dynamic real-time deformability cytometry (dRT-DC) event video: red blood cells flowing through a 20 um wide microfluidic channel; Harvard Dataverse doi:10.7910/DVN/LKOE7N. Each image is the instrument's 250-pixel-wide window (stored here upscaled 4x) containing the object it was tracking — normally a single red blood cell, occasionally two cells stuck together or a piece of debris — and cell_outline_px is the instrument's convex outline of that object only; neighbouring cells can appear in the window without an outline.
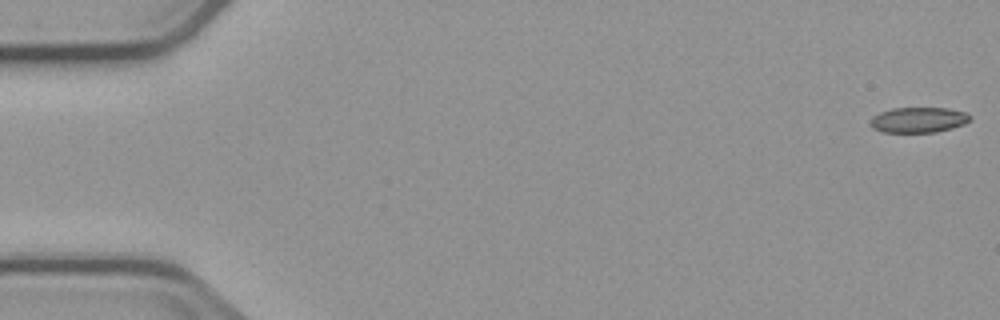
{"species": "common noctule bat (a hibernating species)", "species_latin": "Nyctalus noctula", "temperature_condition": "cold", "stored_images_in_passage": 8, "camera_frame_rate_fps": 3000, "um_per_image_px": 0.085, "animal": {"sex": "male", "body_mass_g": 23.1, "forearm_length_mm": 52.7}, "frame": {"image": 1, "passage_image": 1, "time_ms": 0.0, "image_size_px": [1000, 320], "cell_outline_px": [[972, 120], [964, 124], [936, 132], [884, 132], [872, 128], [868, 124], [872, 116], [880, 112], [892, 108], [948, 108], [964, 112], [972, 116]], "centroid_in_image_um": [78.05, 10.19], "position_along_channel_um": 7.0, "area_um2": 14.85}}
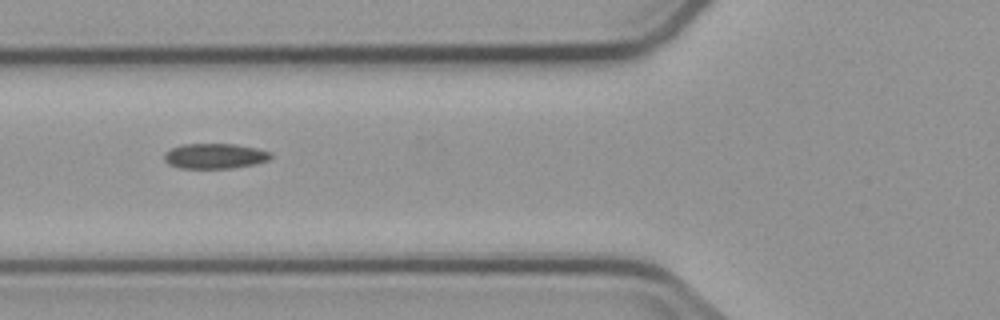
{"frame": {"image": 2, "passage_image": 6, "time_ms": 6.667, "image_size_px": [1000, 320], "cell_outline_px": [[272, 156], [268, 160], [256, 164], [232, 168], [180, 168], [168, 164], [164, 160], [164, 152], [180, 144], [232, 144], [256, 148], [272, 152]], "centroid_in_image_um": [18.25, 13.26], "position_along_channel_um": 107.6, "area_um2": 15.72}}
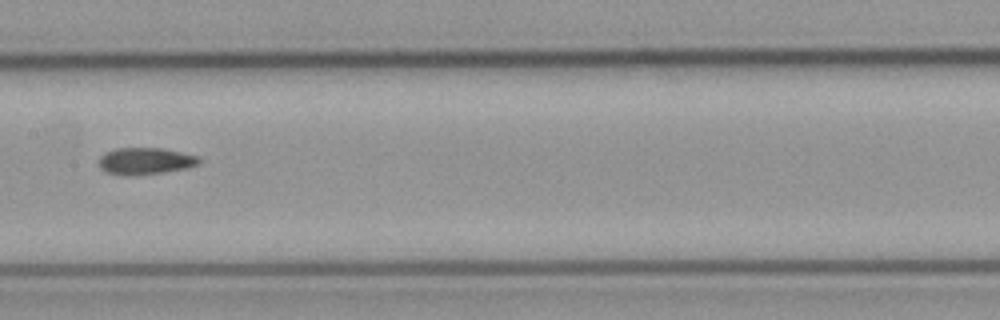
{"frame": {"image": 3, "passage_image": 8, "time_ms": 9.0, "image_size_px": [1000, 320], "cell_outline_px": [[200, 160], [196, 164], [188, 168], [160, 172], [108, 172], [100, 168], [100, 156], [104, 152], [116, 148], [164, 148], [200, 156]], "centroid_in_image_um": [12.41, 13.61], "position_along_channel_um": 195.0, "area_um2": 14.8}}